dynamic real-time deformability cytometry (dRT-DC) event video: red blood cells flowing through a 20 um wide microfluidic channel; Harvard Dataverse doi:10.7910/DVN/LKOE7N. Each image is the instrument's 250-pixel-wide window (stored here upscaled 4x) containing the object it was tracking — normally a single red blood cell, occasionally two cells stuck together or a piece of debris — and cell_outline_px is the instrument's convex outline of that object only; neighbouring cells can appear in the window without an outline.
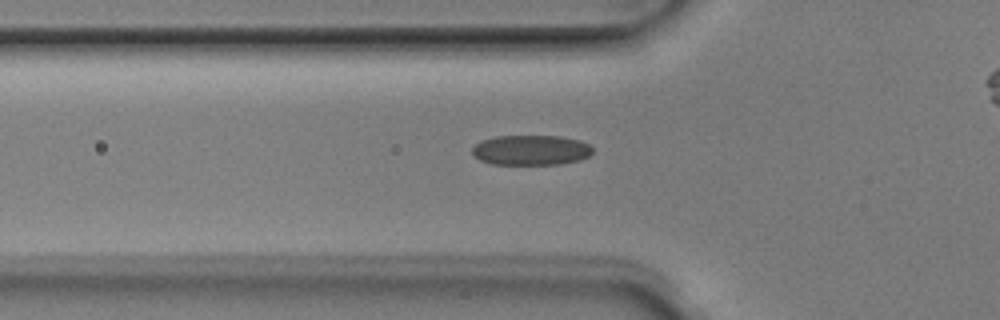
{"species": "Egyptian fruit bat (a non-hibernating species)", "species_latin": "Rousettus aegyptiacus", "temperature_condition": "room temperature", "stored_images_in_passage": 30, "camera_frame_rate_fps": 3000, "um_per_image_px": 0.085, "animal": {"sex": "male"}, "frame": {"image": 1, "passage_image": 2, "time_ms": 0.333, "image_size_px": [1000, 320], "cell_outline_px": [[592, 152], [588, 156], [580, 160], [560, 164], [492, 164], [480, 160], [472, 156], [472, 148], [480, 140], [496, 136], [560, 136], [580, 140], [588, 144], [592, 148]], "centroid_in_image_um": [45.1, 12.76], "position_along_channel_um": 80.7, "area_um2": 21.21}}
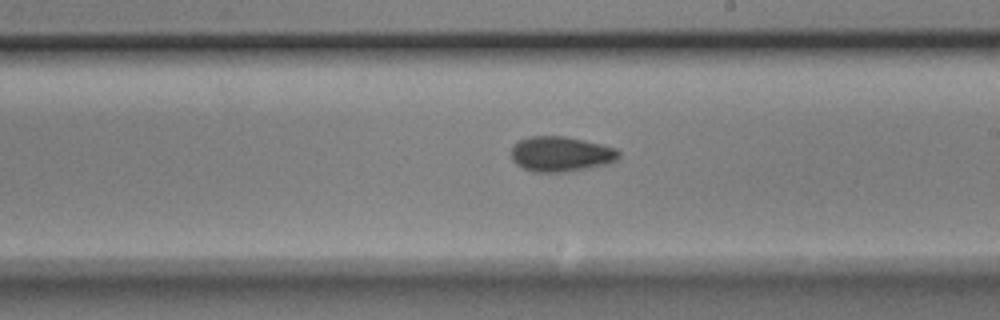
{"frame": {"image": 2, "passage_image": 14, "time_ms": 4.333, "image_size_px": [1000, 320], "cell_outline_px": [[620, 156], [616, 160], [608, 164], [564, 172], [532, 172], [516, 164], [512, 160], [512, 148], [520, 140], [528, 136], [564, 136], [584, 140], [616, 148], [620, 152]], "centroid_in_image_um": [47.68, 13.09], "position_along_channel_um": 241.3, "area_um2": 21.96}}
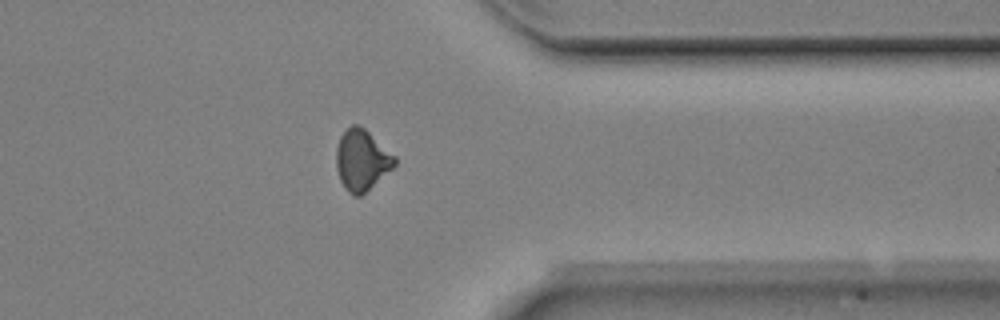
{"frame": {"image": 3, "passage_image": 25, "time_ms": 8.0, "image_size_px": [1000, 320], "cell_outline_px": [[396, 164], [392, 168], [360, 196], [352, 196], [344, 188], [340, 180], [336, 168], [336, 148], [340, 136], [352, 124], [356, 124], [364, 128], [396, 156]], "centroid_in_image_um": [30.73, 13.6], "position_along_channel_um": 380.7, "area_um2": 20.58}, "authors_computed_cell_mechanics": {"area_um2": 21.3282, "velocity_mm_per_s": 3.997, "shape_relaxation_time_tau1_ms": 4.4609, "shape_relaxation_time_tau2_ms": 2.4907, "deformation_change_tau1": 0.1131, "deformation_change_tau2": 0.08}}